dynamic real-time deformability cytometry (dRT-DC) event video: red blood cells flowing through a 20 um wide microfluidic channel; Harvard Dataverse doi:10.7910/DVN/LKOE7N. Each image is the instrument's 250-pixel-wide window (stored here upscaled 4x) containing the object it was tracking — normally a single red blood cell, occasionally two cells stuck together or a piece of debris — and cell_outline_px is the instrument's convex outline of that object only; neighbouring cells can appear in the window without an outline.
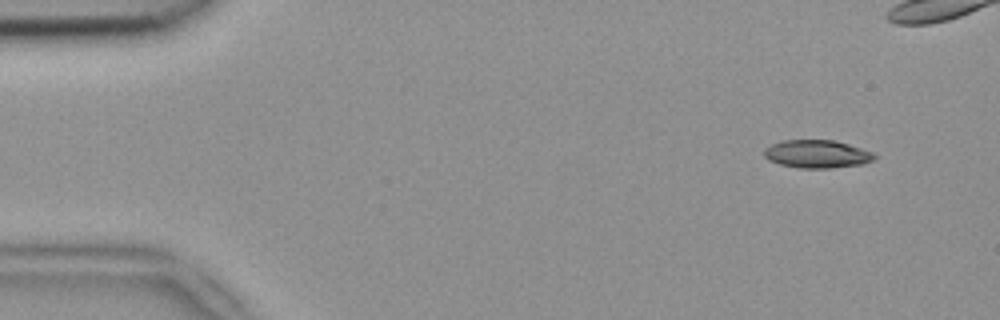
{"species": "common noctule bat (a hibernating species)", "species_latin": "Nyctalus noctula", "temperature_condition": "room temperature", "stored_images_in_passage": 6, "camera_frame_rate_fps": 3000, "um_per_image_px": 0.085, "animal": {"sex": "female", "body_mass_g": 18.4}, "frame": {"image": 1, "passage_image": 2, "time_ms": 0.333, "image_size_px": [1000, 320], "cell_outline_px": [[876, 156], [872, 160], [864, 164], [832, 168], [800, 168], [780, 164], [768, 160], [764, 156], [764, 148], [780, 140], [832, 140], [848, 144], [872, 152]], "centroid_in_image_um": [69.42, 13.09], "position_along_channel_um": 15.6, "area_um2": 17.98}}